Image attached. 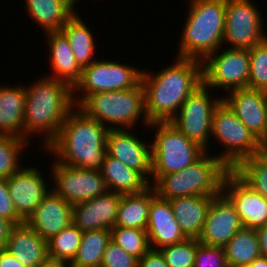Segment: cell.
<instances>
[{"label":"cell","mask_w":267,"mask_h":267,"mask_svg":"<svg viewBox=\"0 0 267 267\" xmlns=\"http://www.w3.org/2000/svg\"><path fill=\"white\" fill-rule=\"evenodd\" d=\"M155 75L143 70L141 79L148 121L170 122L187 97L203 84L202 61L177 57L173 65Z\"/></svg>","instance_id":"1"},{"label":"cell","mask_w":267,"mask_h":267,"mask_svg":"<svg viewBox=\"0 0 267 267\" xmlns=\"http://www.w3.org/2000/svg\"><path fill=\"white\" fill-rule=\"evenodd\" d=\"M76 106L69 112L57 136L44 147L57 158L55 162L101 171L107 153L109 124L104 126Z\"/></svg>","instance_id":"2"},{"label":"cell","mask_w":267,"mask_h":267,"mask_svg":"<svg viewBox=\"0 0 267 267\" xmlns=\"http://www.w3.org/2000/svg\"><path fill=\"white\" fill-rule=\"evenodd\" d=\"M42 78L30 87L25 86L24 139L41 132L46 134L43 137L46 147L57 136L75 104L73 88L68 83L48 76Z\"/></svg>","instance_id":"3"},{"label":"cell","mask_w":267,"mask_h":267,"mask_svg":"<svg viewBox=\"0 0 267 267\" xmlns=\"http://www.w3.org/2000/svg\"><path fill=\"white\" fill-rule=\"evenodd\" d=\"M190 3L177 56L203 61L223 44L227 0H191Z\"/></svg>","instance_id":"4"},{"label":"cell","mask_w":267,"mask_h":267,"mask_svg":"<svg viewBox=\"0 0 267 267\" xmlns=\"http://www.w3.org/2000/svg\"><path fill=\"white\" fill-rule=\"evenodd\" d=\"M206 151L197 161L175 173L161 175L153 188L164 200L187 196H218L222 193L225 175L230 169Z\"/></svg>","instance_id":"5"},{"label":"cell","mask_w":267,"mask_h":267,"mask_svg":"<svg viewBox=\"0 0 267 267\" xmlns=\"http://www.w3.org/2000/svg\"><path fill=\"white\" fill-rule=\"evenodd\" d=\"M77 107L104 126L106 122L112 124L109 129L132 128L141 117L144 119L143 124H147L148 127L150 125L145 110L142 84L133 89L88 95Z\"/></svg>","instance_id":"6"},{"label":"cell","mask_w":267,"mask_h":267,"mask_svg":"<svg viewBox=\"0 0 267 267\" xmlns=\"http://www.w3.org/2000/svg\"><path fill=\"white\" fill-rule=\"evenodd\" d=\"M149 126L157 128L155 140L151 143L153 182L161 175L185 169L206 152L170 122L150 123Z\"/></svg>","instance_id":"7"},{"label":"cell","mask_w":267,"mask_h":267,"mask_svg":"<svg viewBox=\"0 0 267 267\" xmlns=\"http://www.w3.org/2000/svg\"><path fill=\"white\" fill-rule=\"evenodd\" d=\"M211 135L220 141L222 146L224 145L225 151L216 157L230 170H233L243 159L263 150L259 139L223 100L214 110Z\"/></svg>","instance_id":"8"},{"label":"cell","mask_w":267,"mask_h":267,"mask_svg":"<svg viewBox=\"0 0 267 267\" xmlns=\"http://www.w3.org/2000/svg\"><path fill=\"white\" fill-rule=\"evenodd\" d=\"M143 70L116 61L95 60L82 69L80 80L73 87V101L77 107L88 95L99 92L127 90L141 84ZM81 93L79 97L76 92ZM75 93V94H74ZM75 95V96H74ZM75 97H78L75 98Z\"/></svg>","instance_id":"9"},{"label":"cell","mask_w":267,"mask_h":267,"mask_svg":"<svg viewBox=\"0 0 267 267\" xmlns=\"http://www.w3.org/2000/svg\"><path fill=\"white\" fill-rule=\"evenodd\" d=\"M250 75V54L248 49L226 48L217 51L202 61L203 84L227 92L248 87Z\"/></svg>","instance_id":"10"},{"label":"cell","mask_w":267,"mask_h":267,"mask_svg":"<svg viewBox=\"0 0 267 267\" xmlns=\"http://www.w3.org/2000/svg\"><path fill=\"white\" fill-rule=\"evenodd\" d=\"M208 89L204 84L197 88L181 105L179 114L170 121L188 139L205 150L209 147L214 110L222 101V97L211 98Z\"/></svg>","instance_id":"11"},{"label":"cell","mask_w":267,"mask_h":267,"mask_svg":"<svg viewBox=\"0 0 267 267\" xmlns=\"http://www.w3.org/2000/svg\"><path fill=\"white\" fill-rule=\"evenodd\" d=\"M259 12L251 0H227L223 42L231 43V49H249L263 42L267 35Z\"/></svg>","instance_id":"12"},{"label":"cell","mask_w":267,"mask_h":267,"mask_svg":"<svg viewBox=\"0 0 267 267\" xmlns=\"http://www.w3.org/2000/svg\"><path fill=\"white\" fill-rule=\"evenodd\" d=\"M51 166L55 188L50 190L72 205L91 200L108 191L101 171L68 166L58 162H53Z\"/></svg>","instance_id":"13"},{"label":"cell","mask_w":267,"mask_h":267,"mask_svg":"<svg viewBox=\"0 0 267 267\" xmlns=\"http://www.w3.org/2000/svg\"><path fill=\"white\" fill-rule=\"evenodd\" d=\"M222 193L235 206L243 227L257 229L267 224V199L254 191L233 170L224 177Z\"/></svg>","instance_id":"14"},{"label":"cell","mask_w":267,"mask_h":267,"mask_svg":"<svg viewBox=\"0 0 267 267\" xmlns=\"http://www.w3.org/2000/svg\"><path fill=\"white\" fill-rule=\"evenodd\" d=\"M130 131L109 129L106 139L107 154L137 171L149 183L147 177L152 174L151 144L142 142Z\"/></svg>","instance_id":"15"},{"label":"cell","mask_w":267,"mask_h":267,"mask_svg":"<svg viewBox=\"0 0 267 267\" xmlns=\"http://www.w3.org/2000/svg\"><path fill=\"white\" fill-rule=\"evenodd\" d=\"M45 181L38 168L33 166L23 167L6 179L15 210L24 222L50 191Z\"/></svg>","instance_id":"16"},{"label":"cell","mask_w":267,"mask_h":267,"mask_svg":"<svg viewBox=\"0 0 267 267\" xmlns=\"http://www.w3.org/2000/svg\"><path fill=\"white\" fill-rule=\"evenodd\" d=\"M242 227L235 206L221 193L212 199L198 240L206 245L224 247Z\"/></svg>","instance_id":"17"},{"label":"cell","mask_w":267,"mask_h":267,"mask_svg":"<svg viewBox=\"0 0 267 267\" xmlns=\"http://www.w3.org/2000/svg\"><path fill=\"white\" fill-rule=\"evenodd\" d=\"M122 194L112 191L72 206V223L82 232L115 226Z\"/></svg>","instance_id":"18"},{"label":"cell","mask_w":267,"mask_h":267,"mask_svg":"<svg viewBox=\"0 0 267 267\" xmlns=\"http://www.w3.org/2000/svg\"><path fill=\"white\" fill-rule=\"evenodd\" d=\"M222 98L228 107L260 139L266 128L267 92L242 88L229 91Z\"/></svg>","instance_id":"19"},{"label":"cell","mask_w":267,"mask_h":267,"mask_svg":"<svg viewBox=\"0 0 267 267\" xmlns=\"http://www.w3.org/2000/svg\"><path fill=\"white\" fill-rule=\"evenodd\" d=\"M72 206L51 190L26 223L43 239L49 240L72 224Z\"/></svg>","instance_id":"20"},{"label":"cell","mask_w":267,"mask_h":267,"mask_svg":"<svg viewBox=\"0 0 267 267\" xmlns=\"http://www.w3.org/2000/svg\"><path fill=\"white\" fill-rule=\"evenodd\" d=\"M146 232L150 248L156 250L187 239L173 214L169 200L157 195L151 200Z\"/></svg>","instance_id":"21"},{"label":"cell","mask_w":267,"mask_h":267,"mask_svg":"<svg viewBox=\"0 0 267 267\" xmlns=\"http://www.w3.org/2000/svg\"><path fill=\"white\" fill-rule=\"evenodd\" d=\"M6 249L26 267H39L48 258L47 240L26 222L13 227Z\"/></svg>","instance_id":"22"},{"label":"cell","mask_w":267,"mask_h":267,"mask_svg":"<svg viewBox=\"0 0 267 267\" xmlns=\"http://www.w3.org/2000/svg\"><path fill=\"white\" fill-rule=\"evenodd\" d=\"M51 69L54 74L48 77L68 83L72 88L80 80L82 69L76 63L68 38L60 31L47 32Z\"/></svg>","instance_id":"23"},{"label":"cell","mask_w":267,"mask_h":267,"mask_svg":"<svg viewBox=\"0 0 267 267\" xmlns=\"http://www.w3.org/2000/svg\"><path fill=\"white\" fill-rule=\"evenodd\" d=\"M25 86H0V135L24 139Z\"/></svg>","instance_id":"24"},{"label":"cell","mask_w":267,"mask_h":267,"mask_svg":"<svg viewBox=\"0 0 267 267\" xmlns=\"http://www.w3.org/2000/svg\"><path fill=\"white\" fill-rule=\"evenodd\" d=\"M214 197L187 196L169 200L173 214L187 238H199Z\"/></svg>","instance_id":"25"},{"label":"cell","mask_w":267,"mask_h":267,"mask_svg":"<svg viewBox=\"0 0 267 267\" xmlns=\"http://www.w3.org/2000/svg\"><path fill=\"white\" fill-rule=\"evenodd\" d=\"M101 173L108 191L120 194L143 192L152 183H148L137 171L130 169L116 158L105 155Z\"/></svg>","instance_id":"26"},{"label":"cell","mask_w":267,"mask_h":267,"mask_svg":"<svg viewBox=\"0 0 267 267\" xmlns=\"http://www.w3.org/2000/svg\"><path fill=\"white\" fill-rule=\"evenodd\" d=\"M26 8L44 33L60 31L76 14L71 0H26Z\"/></svg>","instance_id":"27"},{"label":"cell","mask_w":267,"mask_h":267,"mask_svg":"<svg viewBox=\"0 0 267 267\" xmlns=\"http://www.w3.org/2000/svg\"><path fill=\"white\" fill-rule=\"evenodd\" d=\"M156 196L152 185L143 192L123 194L118 206L115 226L146 230L151 200Z\"/></svg>","instance_id":"28"},{"label":"cell","mask_w":267,"mask_h":267,"mask_svg":"<svg viewBox=\"0 0 267 267\" xmlns=\"http://www.w3.org/2000/svg\"><path fill=\"white\" fill-rule=\"evenodd\" d=\"M86 25L76 13L61 29L68 38L76 63L81 69L96 60L92 59L95 53L93 34Z\"/></svg>","instance_id":"29"},{"label":"cell","mask_w":267,"mask_h":267,"mask_svg":"<svg viewBox=\"0 0 267 267\" xmlns=\"http://www.w3.org/2000/svg\"><path fill=\"white\" fill-rule=\"evenodd\" d=\"M229 267H244L261 256L255 229L242 227L224 246Z\"/></svg>","instance_id":"30"},{"label":"cell","mask_w":267,"mask_h":267,"mask_svg":"<svg viewBox=\"0 0 267 267\" xmlns=\"http://www.w3.org/2000/svg\"><path fill=\"white\" fill-rule=\"evenodd\" d=\"M111 241V230L98 229L85 231L82 234L79 250L71 266L100 267L105 248Z\"/></svg>","instance_id":"31"},{"label":"cell","mask_w":267,"mask_h":267,"mask_svg":"<svg viewBox=\"0 0 267 267\" xmlns=\"http://www.w3.org/2000/svg\"><path fill=\"white\" fill-rule=\"evenodd\" d=\"M233 171L254 191L267 199V149L243 159Z\"/></svg>","instance_id":"32"},{"label":"cell","mask_w":267,"mask_h":267,"mask_svg":"<svg viewBox=\"0 0 267 267\" xmlns=\"http://www.w3.org/2000/svg\"><path fill=\"white\" fill-rule=\"evenodd\" d=\"M83 232L73 223L47 240L48 257L72 262L79 250Z\"/></svg>","instance_id":"33"},{"label":"cell","mask_w":267,"mask_h":267,"mask_svg":"<svg viewBox=\"0 0 267 267\" xmlns=\"http://www.w3.org/2000/svg\"><path fill=\"white\" fill-rule=\"evenodd\" d=\"M111 241L138 259L150 249L148 234L142 229L114 226Z\"/></svg>","instance_id":"34"},{"label":"cell","mask_w":267,"mask_h":267,"mask_svg":"<svg viewBox=\"0 0 267 267\" xmlns=\"http://www.w3.org/2000/svg\"><path fill=\"white\" fill-rule=\"evenodd\" d=\"M26 144L30 140L0 135V179H7L21 168L19 156Z\"/></svg>","instance_id":"35"},{"label":"cell","mask_w":267,"mask_h":267,"mask_svg":"<svg viewBox=\"0 0 267 267\" xmlns=\"http://www.w3.org/2000/svg\"><path fill=\"white\" fill-rule=\"evenodd\" d=\"M248 50L250 75L247 88L267 92V38Z\"/></svg>","instance_id":"36"},{"label":"cell","mask_w":267,"mask_h":267,"mask_svg":"<svg viewBox=\"0 0 267 267\" xmlns=\"http://www.w3.org/2000/svg\"><path fill=\"white\" fill-rule=\"evenodd\" d=\"M169 267H194L197 239L187 238L183 242L159 249Z\"/></svg>","instance_id":"37"},{"label":"cell","mask_w":267,"mask_h":267,"mask_svg":"<svg viewBox=\"0 0 267 267\" xmlns=\"http://www.w3.org/2000/svg\"><path fill=\"white\" fill-rule=\"evenodd\" d=\"M194 267H229L224 247L206 245L197 239Z\"/></svg>","instance_id":"38"},{"label":"cell","mask_w":267,"mask_h":267,"mask_svg":"<svg viewBox=\"0 0 267 267\" xmlns=\"http://www.w3.org/2000/svg\"><path fill=\"white\" fill-rule=\"evenodd\" d=\"M100 267H138V258L110 241L105 248Z\"/></svg>","instance_id":"39"},{"label":"cell","mask_w":267,"mask_h":267,"mask_svg":"<svg viewBox=\"0 0 267 267\" xmlns=\"http://www.w3.org/2000/svg\"><path fill=\"white\" fill-rule=\"evenodd\" d=\"M0 217L11 221L14 225L24 223L10 198L6 179H0Z\"/></svg>","instance_id":"40"},{"label":"cell","mask_w":267,"mask_h":267,"mask_svg":"<svg viewBox=\"0 0 267 267\" xmlns=\"http://www.w3.org/2000/svg\"><path fill=\"white\" fill-rule=\"evenodd\" d=\"M138 267H169L160 250L150 248L140 259Z\"/></svg>","instance_id":"41"},{"label":"cell","mask_w":267,"mask_h":267,"mask_svg":"<svg viewBox=\"0 0 267 267\" xmlns=\"http://www.w3.org/2000/svg\"><path fill=\"white\" fill-rule=\"evenodd\" d=\"M15 225L2 217H0V249H6L10 233Z\"/></svg>","instance_id":"42"},{"label":"cell","mask_w":267,"mask_h":267,"mask_svg":"<svg viewBox=\"0 0 267 267\" xmlns=\"http://www.w3.org/2000/svg\"><path fill=\"white\" fill-rule=\"evenodd\" d=\"M0 267H26L7 249H0Z\"/></svg>","instance_id":"43"},{"label":"cell","mask_w":267,"mask_h":267,"mask_svg":"<svg viewBox=\"0 0 267 267\" xmlns=\"http://www.w3.org/2000/svg\"><path fill=\"white\" fill-rule=\"evenodd\" d=\"M255 231L258 236L260 254L267 258V224L255 229Z\"/></svg>","instance_id":"44"},{"label":"cell","mask_w":267,"mask_h":267,"mask_svg":"<svg viewBox=\"0 0 267 267\" xmlns=\"http://www.w3.org/2000/svg\"><path fill=\"white\" fill-rule=\"evenodd\" d=\"M39 267H71V264L67 261L56 260L48 257Z\"/></svg>","instance_id":"45"},{"label":"cell","mask_w":267,"mask_h":267,"mask_svg":"<svg viewBox=\"0 0 267 267\" xmlns=\"http://www.w3.org/2000/svg\"><path fill=\"white\" fill-rule=\"evenodd\" d=\"M244 267H267V258L259 256L253 262Z\"/></svg>","instance_id":"46"},{"label":"cell","mask_w":267,"mask_h":267,"mask_svg":"<svg viewBox=\"0 0 267 267\" xmlns=\"http://www.w3.org/2000/svg\"><path fill=\"white\" fill-rule=\"evenodd\" d=\"M260 145L263 149H267V110H266V128L264 135L259 139Z\"/></svg>","instance_id":"47"},{"label":"cell","mask_w":267,"mask_h":267,"mask_svg":"<svg viewBox=\"0 0 267 267\" xmlns=\"http://www.w3.org/2000/svg\"><path fill=\"white\" fill-rule=\"evenodd\" d=\"M71 1H72L74 4H76V3H77V2H76L77 0H71Z\"/></svg>","instance_id":"48"}]
</instances>
